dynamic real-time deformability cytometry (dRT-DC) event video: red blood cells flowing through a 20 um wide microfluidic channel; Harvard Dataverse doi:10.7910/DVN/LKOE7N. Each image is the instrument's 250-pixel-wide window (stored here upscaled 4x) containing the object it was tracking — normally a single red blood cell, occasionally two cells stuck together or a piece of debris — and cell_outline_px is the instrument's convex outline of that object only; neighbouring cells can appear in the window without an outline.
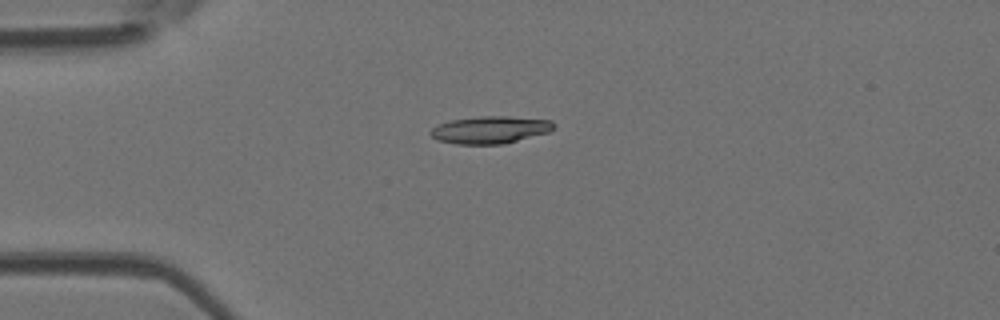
{"species": "Egyptian fruit bat (a non-hibernating species)", "species_latin": "Rousettus aegyptiacus", "temperature_condition": "room temperature", "stored_images_in_passage": 39, "camera_frame_rate_fps": 3000, "um_per_image_px": 0.085, "animal": {"sex": "female"}, "frame": {"image": 1, "passage_image": 1, "time_ms": 0.0, "image_size_px": [1000, 320], "cell_outline_px": [[556, 128], [548, 132], [504, 144], [456, 144], [440, 140], [432, 136], [428, 132], [432, 128], [440, 124], [452, 120], [480, 116], [508, 116], [552, 120], [556, 124]], "centroid_in_image_um": [41.71, 11.03], "position_along_channel_um": 43.3, "area_um2": 19.59}}
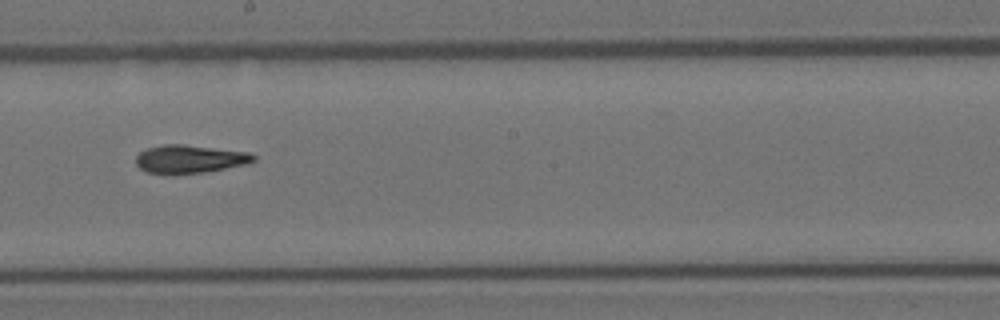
{"frame": {"image": 2, "passage_image": 17, "time_ms": 5.333, "image_size_px": [1000, 320], "cell_outline_px": [[256, 160], [248, 164], [204, 172], [144, 172], [136, 164], [136, 156], [140, 152], [148, 148], [164, 144], [184, 144], [248, 152], [256, 156]], "centroid_in_image_um": [16.16, 13.49], "position_along_channel_um": 232.0, "area_um2": 18.9}}
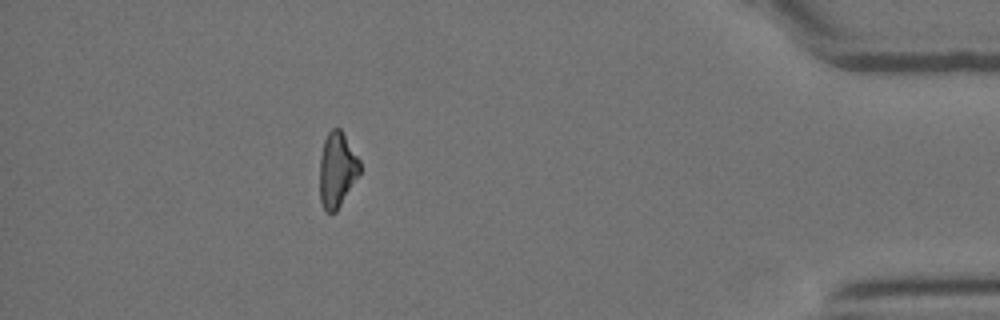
{"frame": {"image": 3, "passage_image": 34, "time_ms": 11.0, "image_size_px": [1000, 320], "cell_outline_px": [[360, 172], [336, 212], [328, 212], [324, 208], [320, 200], [320, 156], [324, 140], [328, 132], [332, 128], [340, 128], [360, 160]], "centroid_in_image_um": [28.64, 14.41], "position_along_channel_um": 406.6, "area_um2": 17.34}, "authors_computed_cell_mechanics": {"area_um2": 18.9584, "velocity_mm_per_s": 3.9463, "shape_relaxation_time_tau1_ms": 7.2348, "shape_relaxation_time_tau2_ms": 6.3251, "deformation_change_tau1": 0.206, "deformation_change_tau2": 0.1845}}